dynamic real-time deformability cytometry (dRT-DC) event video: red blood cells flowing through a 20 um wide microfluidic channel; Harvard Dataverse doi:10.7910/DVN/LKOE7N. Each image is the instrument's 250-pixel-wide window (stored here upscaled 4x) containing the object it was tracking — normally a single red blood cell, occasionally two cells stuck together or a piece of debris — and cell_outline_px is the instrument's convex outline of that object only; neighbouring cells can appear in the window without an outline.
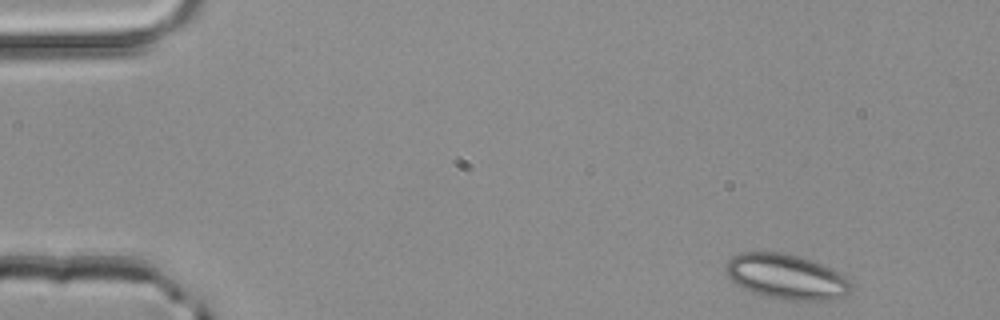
{"species": "common noctule bat (a hibernating species)", "species_latin": "Nyctalus noctula", "temperature_condition": "room temperature", "stored_images_in_passage": 3, "segment_of_instrument_passage": [2, 2], "camera_frame_rate_fps": 3000, "um_per_image_px": 0.085, "animal": {"sex": "male", "body_mass_g": 20.4}, "frame": {"image": 1, "passage_image": 3, "time_ms": 0.667, "image_size_px": [1000, 320], "cell_outline_px": [[852, 284], [848, 292], [844, 296], [828, 300], [784, 300], [752, 292], [736, 284], [728, 276], [724, 268], [724, 264], [732, 256], [740, 252], [784, 252], [800, 256], [820, 264], [844, 276]], "centroid_in_image_um": [66.78, 23.51], "position_along_channel_um": 18.2, "area_um2": 32.66}}